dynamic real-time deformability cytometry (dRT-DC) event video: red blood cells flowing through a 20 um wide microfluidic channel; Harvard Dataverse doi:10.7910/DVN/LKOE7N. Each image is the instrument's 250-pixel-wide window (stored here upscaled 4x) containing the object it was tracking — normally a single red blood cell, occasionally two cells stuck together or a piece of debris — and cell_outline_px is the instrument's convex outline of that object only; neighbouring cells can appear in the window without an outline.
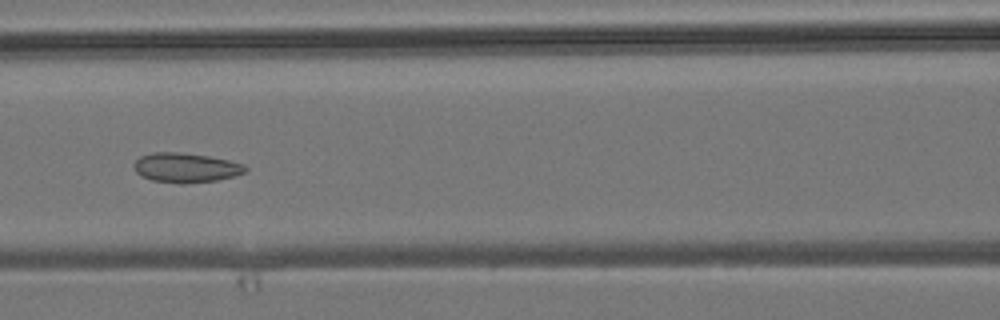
{"species": "common noctule bat (a hibernating species)", "species_latin": "Nyctalus noctula", "temperature_condition": "room temperature", "stored_images_in_passage": 7, "camera_frame_rate_fps": 3000, "um_per_image_px": 0.085, "animal": {"sex": "male", "body_mass_g": 19.2, "forearm_length_mm": 51.8}, "frame": {"image": 1, "passage_image": 7, "time_ms": 6.667, "image_size_px": [1000, 320], "cell_outline_px": [[248, 168], [244, 172], [236, 176], [216, 180], [184, 184], [180, 184], [152, 180], [140, 176], [136, 172], [132, 164], [140, 156], [152, 152], [180, 152], [208, 156], [228, 160], [244, 164]], "centroid_in_image_um": [15.77, 14.25], "position_along_channel_um": 150.8, "area_um2": 19.36}}